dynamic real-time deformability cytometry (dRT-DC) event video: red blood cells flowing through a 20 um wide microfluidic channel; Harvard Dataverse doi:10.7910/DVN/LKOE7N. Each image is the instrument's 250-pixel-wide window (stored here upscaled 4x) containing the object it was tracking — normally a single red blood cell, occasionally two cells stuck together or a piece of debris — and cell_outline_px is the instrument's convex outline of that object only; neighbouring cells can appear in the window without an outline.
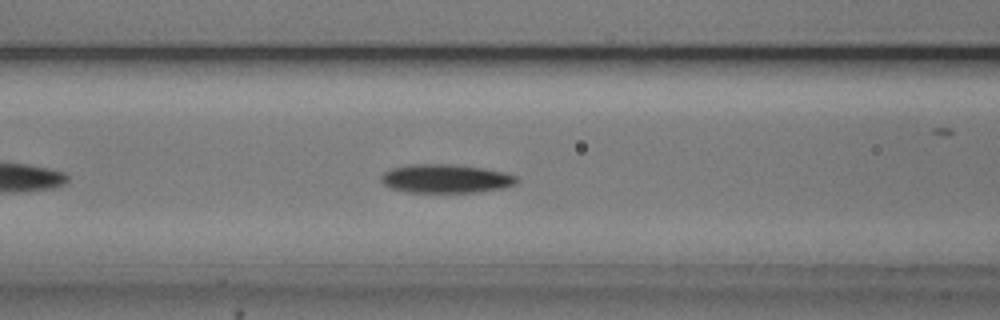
{"species": "common noctule bat (a hibernating species)", "species_latin": "Nyctalus noctula", "temperature_condition": "cold", "stored_images_in_passage": 39, "camera_frame_rate_fps": 3000, "um_per_image_px": 0.085, "animal": {"sex": "male", "body_mass_g": 20.5, "forearm_length_mm": 52.5}, "frame": {"image": 1, "passage_image": 10, "time_ms": 3.0, "image_size_px": [1000, 320], "cell_outline_px": [[520, 180], [516, 184], [504, 188], [476, 192], [408, 192], [392, 188], [384, 184], [380, 180], [380, 176], [388, 168], [412, 164], [456, 164], [484, 168], [504, 172], [520, 176]], "centroid_in_image_um": [37.93, 15.17], "position_along_channel_um": 128.7, "area_um2": 23.0}}
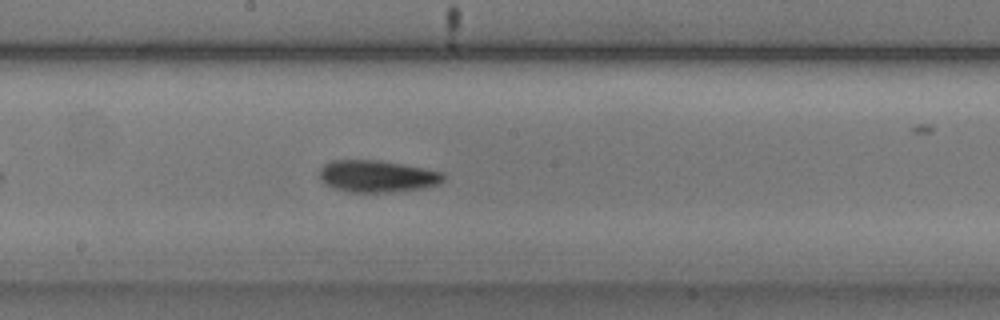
{"frame": {"image": 2, "passage_image": 17, "time_ms": 5.333, "image_size_px": [1000, 320], "cell_outline_px": [[444, 180], [436, 184], [420, 188], [388, 192], [348, 192], [332, 188], [324, 184], [320, 180], [320, 168], [324, 164], [332, 160], [380, 160], [424, 168], [444, 172]], "centroid_in_image_um": [32.0, 14.97], "position_along_channel_um": 216.2, "area_um2": 23.06}}
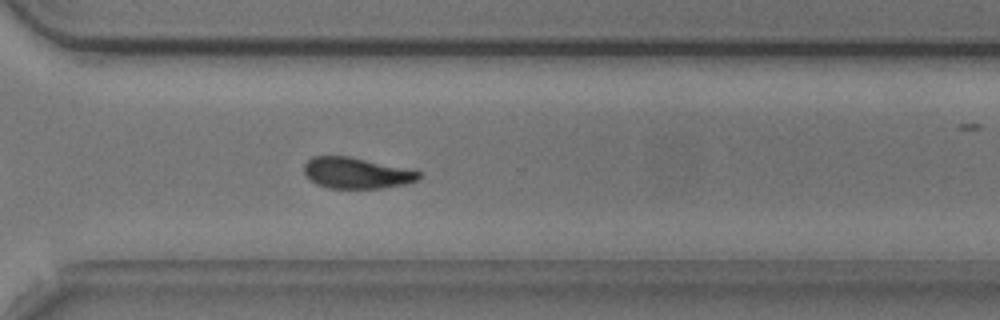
{"frame": {"image": 3, "passage_image": 27, "time_ms": 8.667, "image_size_px": [1000, 320], "cell_outline_px": [[424, 172], [416, 180], [404, 184], [380, 188], [328, 188], [316, 184], [308, 180], [304, 172], [304, 164], [312, 156], [348, 156]], "centroid_in_image_um": [30.25, 14.71], "position_along_channel_um": 340.3, "area_um2": 20.69}, "authors_computed_cell_mechanics": {"area_um2": 22.0218, "velocity_mm_per_s": 3.7452, "shape_relaxation_time_tau1_ms": 2.2901, "shape_relaxation_time_tau2_ms": 7.378, "deformation_change_tau1": 0.1288, "deformation_change_tau2": 0.1597}}